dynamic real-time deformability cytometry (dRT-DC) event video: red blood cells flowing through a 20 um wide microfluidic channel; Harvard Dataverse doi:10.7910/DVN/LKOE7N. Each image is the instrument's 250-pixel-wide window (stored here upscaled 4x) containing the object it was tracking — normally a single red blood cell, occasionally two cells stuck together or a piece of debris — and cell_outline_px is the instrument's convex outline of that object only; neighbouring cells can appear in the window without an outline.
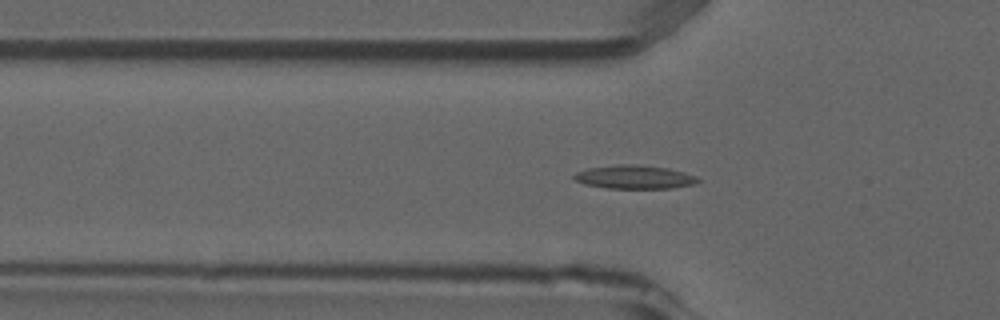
{"species": "common noctule bat (a hibernating species)", "species_latin": "Nyctalus noctula", "temperature_condition": "room temperature", "stored_images_in_passage": 53, "segment_of_instrument_passage": [1, 2], "camera_frame_rate_fps": 3000, "um_per_image_px": 0.085, "animal": {"sex": "male", "forearm_length_mm": 52.5}, "frame": {"image": 1, "passage_image": 17, "time_ms": 5.333, "image_size_px": [1000, 320], "cell_outline_px": [[700, 180], [696, 184], [672, 188], [608, 188], [584, 184], [576, 180], [572, 176], [576, 172], [588, 168], [616, 164], [636, 164], [668, 168], [684, 172], [696, 176]], "centroid_in_image_um": [53.94, 15.04], "position_along_channel_um": 71.9, "area_um2": 17.05}}
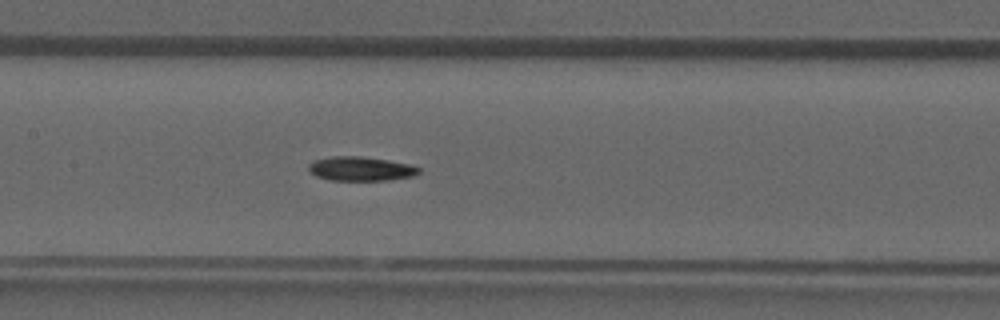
{"frame": {"image": 2, "passage_image": 25, "time_ms": 8.0, "image_size_px": [1000, 320], "cell_outline_px": [[420, 172], [416, 176], [388, 180], [328, 180], [316, 176], [308, 168], [308, 164], [316, 160], [332, 156], [360, 156], [388, 160], [412, 164], [420, 168]], "centroid_in_image_um": [30.71, 14.34], "position_along_channel_um": 176.7, "area_um2": 15.61}}
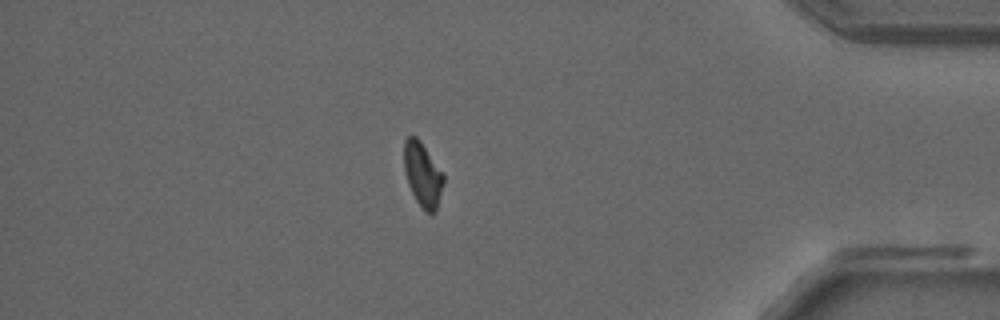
{"frame": {"image": 3, "passage_image": 45, "time_ms": 14.667, "image_size_px": [1000, 320], "cell_outline_px": [[444, 184], [436, 212], [432, 216], [424, 212], [416, 200], [408, 184], [404, 172], [404, 140], [408, 136], [416, 136], [420, 140], [444, 176]], "centroid_in_image_um": [35.92, 14.89], "position_along_channel_um": 399.3, "area_um2": 14.91}}